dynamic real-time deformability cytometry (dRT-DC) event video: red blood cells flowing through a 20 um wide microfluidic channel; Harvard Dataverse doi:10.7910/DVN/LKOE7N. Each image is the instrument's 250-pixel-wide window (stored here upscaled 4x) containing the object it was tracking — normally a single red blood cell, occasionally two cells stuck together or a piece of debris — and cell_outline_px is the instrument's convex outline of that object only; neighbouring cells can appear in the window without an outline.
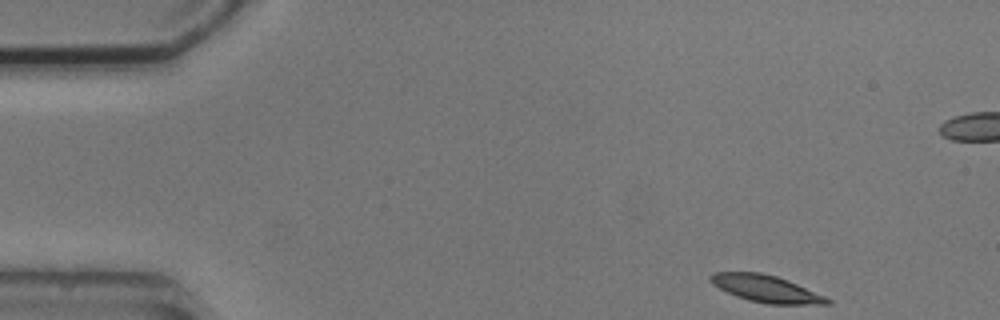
{"species": "common noctule bat (a hibernating species)", "species_latin": "Nyctalus noctula", "temperature_condition": "cold", "stored_images_in_passage": 7, "camera_frame_rate_fps": 3000, "um_per_image_px": 0.085, "animal": {"sex": "male", "body_mass_g": 20.5, "forearm_length_mm": 52.5}, "frame": {"image": 1, "passage_image": 1, "time_ms": 0.0, "image_size_px": [1000, 320], "cell_outline_px": [[832, 304], [768, 304], [748, 300], [736, 296], [712, 284], [708, 276], [716, 272], [760, 272], [776, 276], [788, 280], [824, 296], [832, 300]], "centroid_in_image_um": [65.11, 24.54], "position_along_channel_um": 19.9, "area_um2": 18.21}}